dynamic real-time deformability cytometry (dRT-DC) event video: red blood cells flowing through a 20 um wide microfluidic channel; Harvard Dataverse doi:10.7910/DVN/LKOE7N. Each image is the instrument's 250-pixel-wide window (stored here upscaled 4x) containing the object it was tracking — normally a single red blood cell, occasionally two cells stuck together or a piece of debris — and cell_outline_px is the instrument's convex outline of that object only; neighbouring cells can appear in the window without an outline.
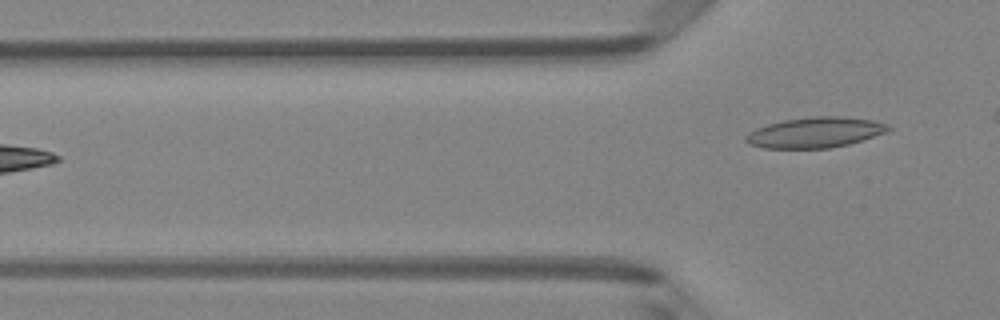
{"species": "Egyptian fruit bat (a non-hibernating species)", "species_latin": "Rousettus aegyptiacus", "temperature_condition": "room temperature", "stored_images_in_passage": 2, "camera_frame_rate_fps": 3000, "um_per_image_px": 0.085, "animal": {"sex": "female"}, "frame": {"image": 1, "passage_image": 2, "time_ms": 0.333, "image_size_px": [1000, 320], "cell_outline_px": [[892, 128], [884, 132], [848, 144], [828, 148], [764, 148], [748, 144], [744, 140], [744, 136], [748, 132], [756, 128], [768, 124], [784, 120], [812, 116], [844, 116], [872, 120], [888, 124]], "centroid_in_image_um": [69.23, 11.25], "position_along_channel_um": 56.6, "area_um2": 25.2}}